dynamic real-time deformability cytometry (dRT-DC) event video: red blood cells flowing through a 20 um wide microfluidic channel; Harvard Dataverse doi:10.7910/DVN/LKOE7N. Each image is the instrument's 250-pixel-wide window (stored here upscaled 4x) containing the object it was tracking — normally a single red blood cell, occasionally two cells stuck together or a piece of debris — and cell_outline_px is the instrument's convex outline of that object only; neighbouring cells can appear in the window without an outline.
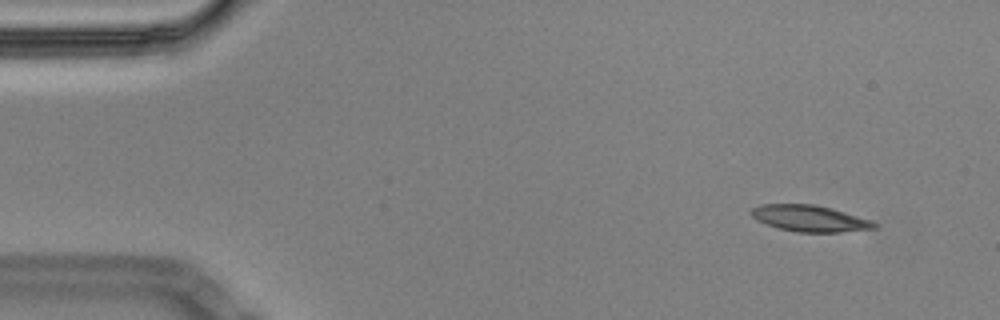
{"species": "Egyptian fruit bat (a non-hibernating species)", "species_latin": "Rousettus aegyptiacus", "temperature_condition": "cold", "stored_images_in_passage": 53, "segment_of_instrument_passage": [1, 2], "camera_frame_rate_fps": 3000, "um_per_image_px": 0.085, "animal": {"sex": "male"}, "frame": {"image": 1, "passage_image": 3, "time_ms": 0.667, "image_size_px": [1000, 320], "cell_outline_px": [[880, 224], [876, 228], [840, 232], [796, 232], [780, 228], [756, 220], [748, 212], [752, 208], [760, 204], [812, 204], [832, 208], [872, 220]], "centroid_in_image_um": [68.84, 18.56], "position_along_channel_um": 16.2, "area_um2": 18.96}}
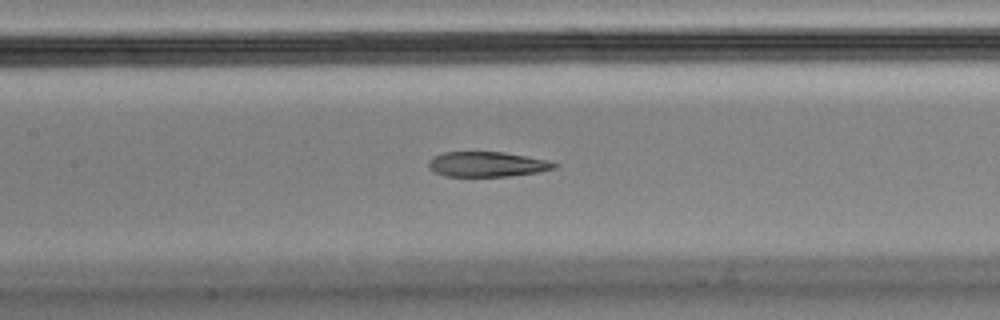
{"frame": {"image": 2, "passage_image": 22, "time_ms": 7.0, "image_size_px": [1000, 320], "cell_outline_px": [[560, 164], [556, 168], [536, 172], [508, 176], [444, 176], [428, 168], [428, 160], [432, 156], [444, 152], [504, 152], [548, 160]], "centroid_in_image_um": [41.38, 13.95], "position_along_channel_um": 166.0, "area_um2": 18.38}}
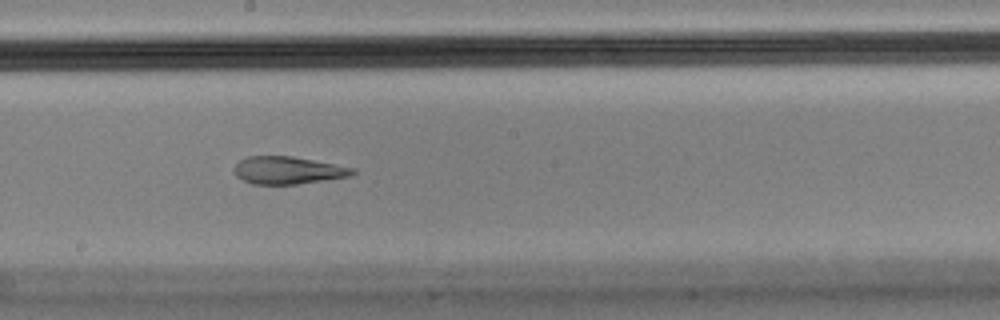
{"frame": {"image": 3, "passage_image": 27, "time_ms": 8.667, "image_size_px": [1000, 320], "cell_outline_px": [[356, 172], [352, 176], [296, 184], [252, 184], [236, 176], [232, 168], [240, 160], [248, 156], [292, 156], [356, 168]], "centroid_in_image_um": [24.47, 14.47], "position_along_channel_um": 223.7, "area_um2": 19.02}}